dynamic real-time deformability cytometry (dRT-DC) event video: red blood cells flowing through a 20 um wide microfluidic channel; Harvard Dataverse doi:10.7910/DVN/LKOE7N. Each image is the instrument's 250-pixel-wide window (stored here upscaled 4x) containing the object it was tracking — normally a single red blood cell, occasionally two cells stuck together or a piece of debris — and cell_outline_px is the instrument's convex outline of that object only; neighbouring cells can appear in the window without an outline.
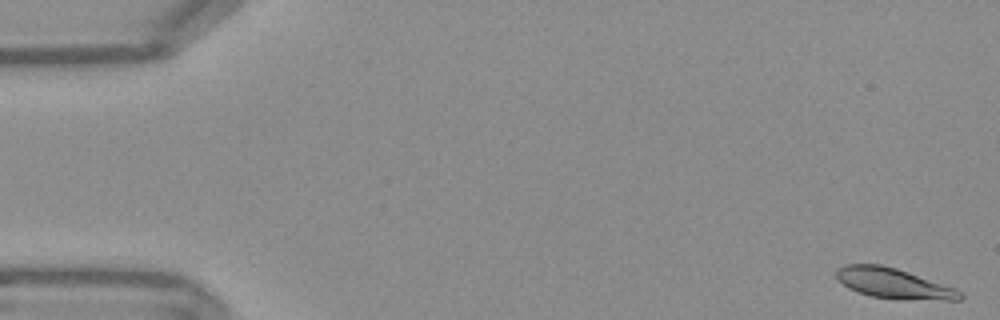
{"species": "Egyptian fruit bat (a non-hibernating species)", "species_latin": "Rousettus aegyptiacus", "temperature_condition": "warm", "stored_images_in_passage": 12, "camera_frame_rate_fps": 3000, "um_per_image_px": 0.085, "frame": {"image": 1, "passage_image": 1, "time_ms": 0.0, "image_size_px": [1000, 320], "cell_outline_px": [[964, 296], [960, 300], [896, 300], [872, 296], [848, 288], [836, 276], [836, 268], [844, 264], [880, 264], [896, 268], [956, 288], [964, 292]], "centroid_in_image_um": [76.0, 24.1], "position_along_channel_um": 9.0, "area_um2": 22.02}}